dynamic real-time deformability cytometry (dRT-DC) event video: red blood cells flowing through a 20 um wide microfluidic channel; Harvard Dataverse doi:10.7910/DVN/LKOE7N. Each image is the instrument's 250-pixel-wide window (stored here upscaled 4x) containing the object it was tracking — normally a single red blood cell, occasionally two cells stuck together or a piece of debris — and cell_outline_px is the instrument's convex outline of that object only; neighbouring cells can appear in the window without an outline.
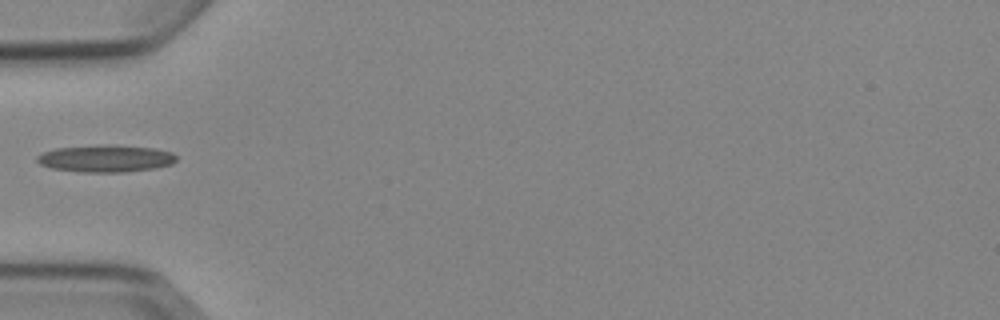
{"species": "Egyptian fruit bat (a non-hibernating species)", "species_latin": "Rousettus aegyptiacus", "temperature_condition": "cold", "stored_images_in_passage": 4, "camera_frame_rate_fps": 3000, "um_per_image_px": 0.085, "animal": {"sex": "female"}, "frame": {"image": 1, "passage_image": 4, "time_ms": 3.667, "image_size_px": [1000, 320], "cell_outline_px": [[176, 160], [172, 164], [156, 168], [124, 172], [80, 172], [52, 168], [40, 164], [36, 160], [36, 156], [44, 152], [56, 148], [152, 148], [172, 152], [176, 156]], "centroid_in_image_um": [8.99, 13.54], "position_along_channel_um": 76.0, "area_um2": 20.63}}